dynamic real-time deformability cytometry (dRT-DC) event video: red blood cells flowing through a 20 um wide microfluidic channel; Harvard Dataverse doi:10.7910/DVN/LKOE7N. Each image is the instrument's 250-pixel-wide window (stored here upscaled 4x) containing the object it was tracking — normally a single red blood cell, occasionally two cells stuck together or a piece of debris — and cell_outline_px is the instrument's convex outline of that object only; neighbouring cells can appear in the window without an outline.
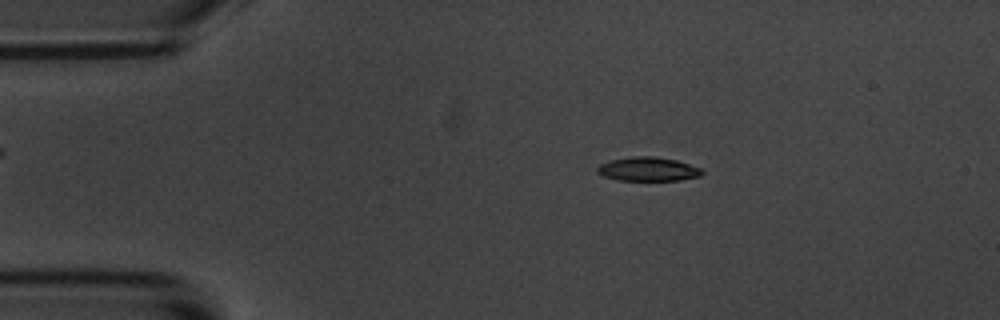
{"species": "common noctule bat (a hibernating species)", "species_latin": "Nyctalus noctula", "temperature_condition": "room temperature", "stored_images_in_passage": 9, "camera_frame_rate_fps": 3000, "um_per_image_px": 0.085, "animal": {"sex": "male", "body_mass_g": 20.1, "forearm_length_mm": 53.5}, "frame": {"image": 1, "passage_image": 3, "time_ms": 2.333, "image_size_px": [1000, 320], "cell_outline_px": [[704, 172], [700, 176], [680, 180], [620, 180], [604, 176], [596, 172], [596, 168], [600, 164], [612, 160], [632, 156], [652, 156], [676, 160], [700, 168]], "centroid_in_image_um": [55.07, 14.37], "position_along_channel_um": 29.9, "area_um2": 14.45}}
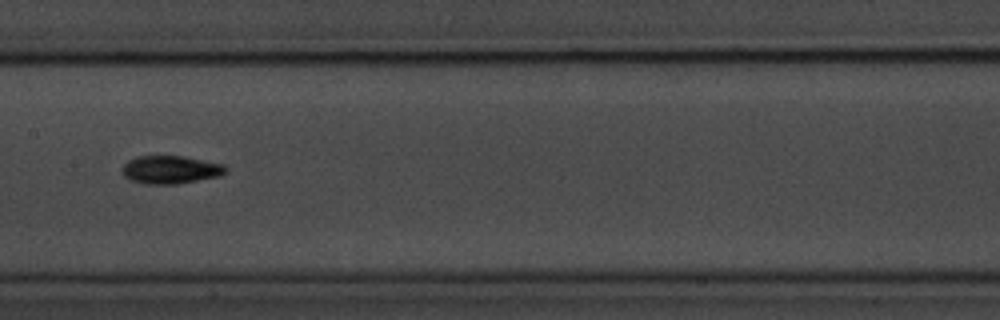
{"frame": {"image": 2, "passage_image": 8, "time_ms": 8.333, "image_size_px": [1000, 320], "cell_outline_px": [[228, 168], [220, 176], [176, 184], [144, 184], [132, 180], [124, 176], [120, 172], [120, 168], [128, 160], [140, 156], [184, 156], [224, 164]], "centroid_in_image_um": [14.47, 14.42], "position_along_channel_um": 192.9, "area_um2": 16.99}}
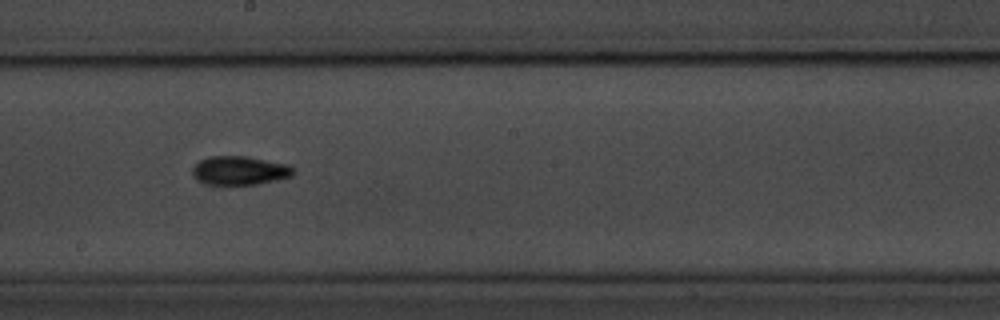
{"frame": {"image": 3, "passage_image": 9, "time_ms": 9.333, "image_size_px": [1000, 320], "cell_outline_px": [[292, 176], [256, 184], [212, 184], [200, 180], [192, 176], [192, 168], [200, 160], [212, 156], [244, 156], [288, 164], [292, 168]], "centroid_in_image_um": [20.35, 14.48], "position_along_channel_um": 227.8, "area_um2": 16.47}}